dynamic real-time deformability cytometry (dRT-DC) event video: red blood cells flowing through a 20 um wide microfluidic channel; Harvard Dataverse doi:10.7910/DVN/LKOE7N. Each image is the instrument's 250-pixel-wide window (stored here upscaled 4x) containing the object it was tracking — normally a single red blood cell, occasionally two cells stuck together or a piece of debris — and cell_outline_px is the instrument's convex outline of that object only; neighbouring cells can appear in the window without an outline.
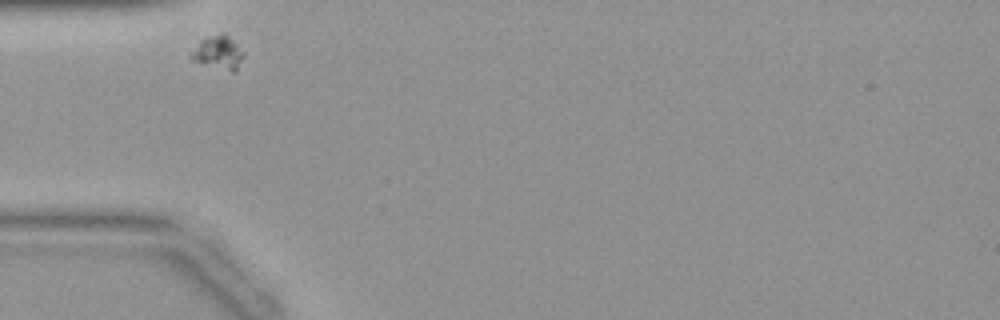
{"species": "common noctule bat (a hibernating species)", "species_latin": "Nyctalus noctula", "temperature_condition": "warm", "stored_images_in_passage": 22, "camera_frame_rate_fps": 3000, "um_per_image_px": 0.085, "animal": {"sex": "female", "body_mass_g": 19.9}, "frame": {"image": 1, "passage_image": 1, "time_ms": 0.0, "image_size_px": [1000, 320], "cell_outline_px": [[244, 56], [236, 72], [232, 72], [192, 60], [188, 56], [188, 52], [200, 40], [220, 32], [224, 32], [244, 52]], "centroid_in_image_um": [18.52, 4.46], "position_along_channel_um": 66.5, "area_um2": 10.35}}
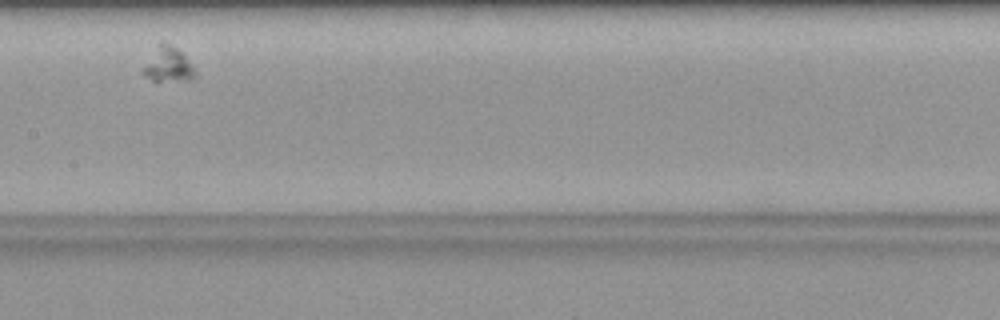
{"frame": {"image": 2, "passage_image": 10, "time_ms": 3.0, "image_size_px": [1000, 320], "cell_outline_px": [[196, 76], [192, 80], [156, 84], [144, 76], [140, 72], [160, 44], [164, 40], [176, 48], [184, 56], [196, 72]], "centroid_in_image_um": [14.28, 5.61], "position_along_channel_um": 193.1, "area_um2": 10.69}}
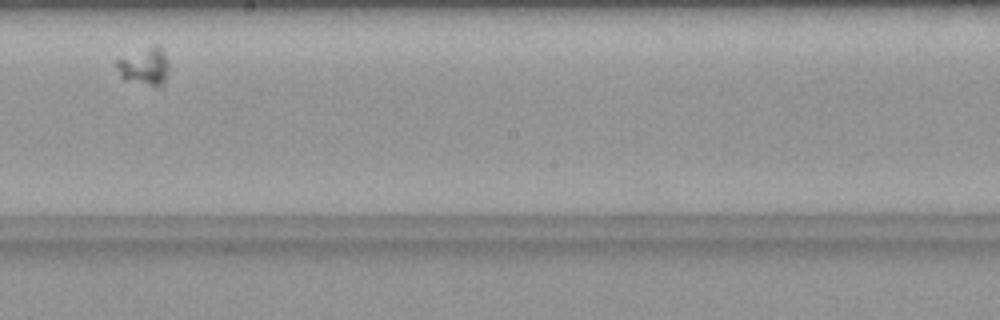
{"frame": {"image": 3, "passage_image": 13, "time_ms": 4.0, "image_size_px": [1000, 320], "cell_outline_px": [[168, 72], [164, 84], [160, 88], [156, 88], [124, 80], [120, 76], [116, 64], [116, 60], [152, 44], [160, 44], [164, 48], [168, 64]], "centroid_in_image_um": [12.33, 5.65], "position_along_channel_um": 235.9, "area_um2": 11.96}}